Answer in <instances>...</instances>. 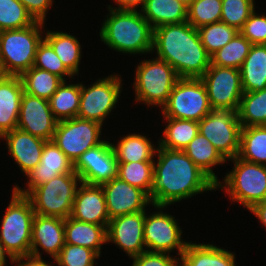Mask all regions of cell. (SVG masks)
<instances>
[{"label":"cell","instance_id":"40","mask_svg":"<svg viewBox=\"0 0 266 266\" xmlns=\"http://www.w3.org/2000/svg\"><path fill=\"white\" fill-rule=\"evenodd\" d=\"M222 0H193L187 8V22L196 29L221 21Z\"/></svg>","mask_w":266,"mask_h":266},{"label":"cell","instance_id":"50","mask_svg":"<svg viewBox=\"0 0 266 266\" xmlns=\"http://www.w3.org/2000/svg\"><path fill=\"white\" fill-rule=\"evenodd\" d=\"M7 255L10 259V261H13V258L10 256V254L6 251L5 247L3 246V243L0 241V266H6V258Z\"/></svg>","mask_w":266,"mask_h":266},{"label":"cell","instance_id":"21","mask_svg":"<svg viewBox=\"0 0 266 266\" xmlns=\"http://www.w3.org/2000/svg\"><path fill=\"white\" fill-rule=\"evenodd\" d=\"M65 245L64 219L35 214L32 222L30 256L41 258L38 247L55 259Z\"/></svg>","mask_w":266,"mask_h":266},{"label":"cell","instance_id":"47","mask_svg":"<svg viewBox=\"0 0 266 266\" xmlns=\"http://www.w3.org/2000/svg\"><path fill=\"white\" fill-rule=\"evenodd\" d=\"M23 260H25V261H23ZM14 262L17 263V266H53L50 263H46V261L44 262L42 257L37 258V257H33L30 255L24 256V257L14 258L12 263H14Z\"/></svg>","mask_w":266,"mask_h":266},{"label":"cell","instance_id":"31","mask_svg":"<svg viewBox=\"0 0 266 266\" xmlns=\"http://www.w3.org/2000/svg\"><path fill=\"white\" fill-rule=\"evenodd\" d=\"M81 97V83L63 81L49 99L50 109L57 121L77 117Z\"/></svg>","mask_w":266,"mask_h":266},{"label":"cell","instance_id":"37","mask_svg":"<svg viewBox=\"0 0 266 266\" xmlns=\"http://www.w3.org/2000/svg\"><path fill=\"white\" fill-rule=\"evenodd\" d=\"M252 43L238 32L231 41L211 56V64L240 69Z\"/></svg>","mask_w":266,"mask_h":266},{"label":"cell","instance_id":"30","mask_svg":"<svg viewBox=\"0 0 266 266\" xmlns=\"http://www.w3.org/2000/svg\"><path fill=\"white\" fill-rule=\"evenodd\" d=\"M44 40L53 48L66 68L73 74H79L81 45L74 35L61 31H47Z\"/></svg>","mask_w":266,"mask_h":266},{"label":"cell","instance_id":"22","mask_svg":"<svg viewBox=\"0 0 266 266\" xmlns=\"http://www.w3.org/2000/svg\"><path fill=\"white\" fill-rule=\"evenodd\" d=\"M1 139L6 140L9 154L25 176L40 163L41 153L47 142L18 128L5 133Z\"/></svg>","mask_w":266,"mask_h":266},{"label":"cell","instance_id":"41","mask_svg":"<svg viewBox=\"0 0 266 266\" xmlns=\"http://www.w3.org/2000/svg\"><path fill=\"white\" fill-rule=\"evenodd\" d=\"M254 0H222L221 22L240 31L255 10Z\"/></svg>","mask_w":266,"mask_h":266},{"label":"cell","instance_id":"43","mask_svg":"<svg viewBox=\"0 0 266 266\" xmlns=\"http://www.w3.org/2000/svg\"><path fill=\"white\" fill-rule=\"evenodd\" d=\"M99 257L90 248L65 243L54 261L58 266H95V259Z\"/></svg>","mask_w":266,"mask_h":266},{"label":"cell","instance_id":"13","mask_svg":"<svg viewBox=\"0 0 266 266\" xmlns=\"http://www.w3.org/2000/svg\"><path fill=\"white\" fill-rule=\"evenodd\" d=\"M201 80L206 86L212 109L238 110L243 95L239 69L211 64Z\"/></svg>","mask_w":266,"mask_h":266},{"label":"cell","instance_id":"8","mask_svg":"<svg viewBox=\"0 0 266 266\" xmlns=\"http://www.w3.org/2000/svg\"><path fill=\"white\" fill-rule=\"evenodd\" d=\"M134 78L135 100L148 106L163 107L180 78L164 60L153 58L140 62Z\"/></svg>","mask_w":266,"mask_h":266},{"label":"cell","instance_id":"34","mask_svg":"<svg viewBox=\"0 0 266 266\" xmlns=\"http://www.w3.org/2000/svg\"><path fill=\"white\" fill-rule=\"evenodd\" d=\"M20 78L25 93L46 100L50 99L63 82L60 77L33 66L23 72Z\"/></svg>","mask_w":266,"mask_h":266},{"label":"cell","instance_id":"44","mask_svg":"<svg viewBox=\"0 0 266 266\" xmlns=\"http://www.w3.org/2000/svg\"><path fill=\"white\" fill-rule=\"evenodd\" d=\"M252 45L266 44V16L258 15L255 10L239 31Z\"/></svg>","mask_w":266,"mask_h":266},{"label":"cell","instance_id":"5","mask_svg":"<svg viewBox=\"0 0 266 266\" xmlns=\"http://www.w3.org/2000/svg\"><path fill=\"white\" fill-rule=\"evenodd\" d=\"M0 227V241L14 258L31 253L32 222L35 216L30 200L14 189Z\"/></svg>","mask_w":266,"mask_h":266},{"label":"cell","instance_id":"49","mask_svg":"<svg viewBox=\"0 0 266 266\" xmlns=\"http://www.w3.org/2000/svg\"><path fill=\"white\" fill-rule=\"evenodd\" d=\"M249 211L252 212L260 220L262 225L266 227V199L254 205Z\"/></svg>","mask_w":266,"mask_h":266},{"label":"cell","instance_id":"14","mask_svg":"<svg viewBox=\"0 0 266 266\" xmlns=\"http://www.w3.org/2000/svg\"><path fill=\"white\" fill-rule=\"evenodd\" d=\"M159 212L149 216L145 213L144 219V243L148 252L168 253L177 250L180 256L188 242L182 241V229L175 217L163 212L166 206H155Z\"/></svg>","mask_w":266,"mask_h":266},{"label":"cell","instance_id":"26","mask_svg":"<svg viewBox=\"0 0 266 266\" xmlns=\"http://www.w3.org/2000/svg\"><path fill=\"white\" fill-rule=\"evenodd\" d=\"M239 70L243 92L266 89V44L252 45Z\"/></svg>","mask_w":266,"mask_h":266},{"label":"cell","instance_id":"17","mask_svg":"<svg viewBox=\"0 0 266 266\" xmlns=\"http://www.w3.org/2000/svg\"><path fill=\"white\" fill-rule=\"evenodd\" d=\"M49 100L23 93L17 128L45 141H52L57 125Z\"/></svg>","mask_w":266,"mask_h":266},{"label":"cell","instance_id":"42","mask_svg":"<svg viewBox=\"0 0 266 266\" xmlns=\"http://www.w3.org/2000/svg\"><path fill=\"white\" fill-rule=\"evenodd\" d=\"M33 67L46 70L60 77L63 81H65L64 76H68L69 78L74 76L44 39L38 45Z\"/></svg>","mask_w":266,"mask_h":266},{"label":"cell","instance_id":"24","mask_svg":"<svg viewBox=\"0 0 266 266\" xmlns=\"http://www.w3.org/2000/svg\"><path fill=\"white\" fill-rule=\"evenodd\" d=\"M179 266H236L235 254L213 244L188 242Z\"/></svg>","mask_w":266,"mask_h":266},{"label":"cell","instance_id":"48","mask_svg":"<svg viewBox=\"0 0 266 266\" xmlns=\"http://www.w3.org/2000/svg\"><path fill=\"white\" fill-rule=\"evenodd\" d=\"M117 3L118 7L112 8L111 5H108V8L117 9V10H135L141 5L143 8L146 0H114Z\"/></svg>","mask_w":266,"mask_h":266},{"label":"cell","instance_id":"46","mask_svg":"<svg viewBox=\"0 0 266 266\" xmlns=\"http://www.w3.org/2000/svg\"><path fill=\"white\" fill-rule=\"evenodd\" d=\"M36 21L45 23L46 13L52 7L53 0H20Z\"/></svg>","mask_w":266,"mask_h":266},{"label":"cell","instance_id":"2","mask_svg":"<svg viewBox=\"0 0 266 266\" xmlns=\"http://www.w3.org/2000/svg\"><path fill=\"white\" fill-rule=\"evenodd\" d=\"M155 50L157 58L172 66L180 78H201L211 65L198 30L187 21L154 28Z\"/></svg>","mask_w":266,"mask_h":266},{"label":"cell","instance_id":"35","mask_svg":"<svg viewBox=\"0 0 266 266\" xmlns=\"http://www.w3.org/2000/svg\"><path fill=\"white\" fill-rule=\"evenodd\" d=\"M242 127L266 125V89L243 92L237 110Z\"/></svg>","mask_w":266,"mask_h":266},{"label":"cell","instance_id":"39","mask_svg":"<svg viewBox=\"0 0 266 266\" xmlns=\"http://www.w3.org/2000/svg\"><path fill=\"white\" fill-rule=\"evenodd\" d=\"M197 30L201 43L210 56L224 47L239 32L221 21L204 25Z\"/></svg>","mask_w":266,"mask_h":266},{"label":"cell","instance_id":"33","mask_svg":"<svg viewBox=\"0 0 266 266\" xmlns=\"http://www.w3.org/2000/svg\"><path fill=\"white\" fill-rule=\"evenodd\" d=\"M238 158L266 165V125L242 127Z\"/></svg>","mask_w":266,"mask_h":266},{"label":"cell","instance_id":"52","mask_svg":"<svg viewBox=\"0 0 266 266\" xmlns=\"http://www.w3.org/2000/svg\"><path fill=\"white\" fill-rule=\"evenodd\" d=\"M177 1H179L182 4H184L188 8L193 0H177Z\"/></svg>","mask_w":266,"mask_h":266},{"label":"cell","instance_id":"16","mask_svg":"<svg viewBox=\"0 0 266 266\" xmlns=\"http://www.w3.org/2000/svg\"><path fill=\"white\" fill-rule=\"evenodd\" d=\"M145 213L140 211L110 219L106 228L107 243L116 244L131 258L147 251L143 233Z\"/></svg>","mask_w":266,"mask_h":266},{"label":"cell","instance_id":"4","mask_svg":"<svg viewBox=\"0 0 266 266\" xmlns=\"http://www.w3.org/2000/svg\"><path fill=\"white\" fill-rule=\"evenodd\" d=\"M43 24L36 21L23 29L0 32V58L6 75L20 76L34 65L38 45L43 40Z\"/></svg>","mask_w":266,"mask_h":266},{"label":"cell","instance_id":"18","mask_svg":"<svg viewBox=\"0 0 266 266\" xmlns=\"http://www.w3.org/2000/svg\"><path fill=\"white\" fill-rule=\"evenodd\" d=\"M101 186L110 219L145 211L147 205L152 204L150 196L145 191L131 186L119 177H115Z\"/></svg>","mask_w":266,"mask_h":266},{"label":"cell","instance_id":"27","mask_svg":"<svg viewBox=\"0 0 266 266\" xmlns=\"http://www.w3.org/2000/svg\"><path fill=\"white\" fill-rule=\"evenodd\" d=\"M140 12L153 29L187 21V7L177 0H146Z\"/></svg>","mask_w":266,"mask_h":266},{"label":"cell","instance_id":"45","mask_svg":"<svg viewBox=\"0 0 266 266\" xmlns=\"http://www.w3.org/2000/svg\"><path fill=\"white\" fill-rule=\"evenodd\" d=\"M132 266H179V257H172L168 253L145 251L133 257Z\"/></svg>","mask_w":266,"mask_h":266},{"label":"cell","instance_id":"23","mask_svg":"<svg viewBox=\"0 0 266 266\" xmlns=\"http://www.w3.org/2000/svg\"><path fill=\"white\" fill-rule=\"evenodd\" d=\"M23 93L20 76L7 75L0 81V138L17 128Z\"/></svg>","mask_w":266,"mask_h":266},{"label":"cell","instance_id":"3","mask_svg":"<svg viewBox=\"0 0 266 266\" xmlns=\"http://www.w3.org/2000/svg\"><path fill=\"white\" fill-rule=\"evenodd\" d=\"M100 39L110 49L132 54L152 53L153 28L140 11L109 8Z\"/></svg>","mask_w":266,"mask_h":266},{"label":"cell","instance_id":"28","mask_svg":"<svg viewBox=\"0 0 266 266\" xmlns=\"http://www.w3.org/2000/svg\"><path fill=\"white\" fill-rule=\"evenodd\" d=\"M118 163L155 161L156 149L144 135L128 134L115 145L112 144Z\"/></svg>","mask_w":266,"mask_h":266},{"label":"cell","instance_id":"32","mask_svg":"<svg viewBox=\"0 0 266 266\" xmlns=\"http://www.w3.org/2000/svg\"><path fill=\"white\" fill-rule=\"evenodd\" d=\"M167 124L158 146L183 151L198 134V121L164 117Z\"/></svg>","mask_w":266,"mask_h":266},{"label":"cell","instance_id":"6","mask_svg":"<svg viewBox=\"0 0 266 266\" xmlns=\"http://www.w3.org/2000/svg\"><path fill=\"white\" fill-rule=\"evenodd\" d=\"M231 161L234 170L225 175L223 185L220 182L216 184V189L225 190L233 202H239L250 210L266 199V165L248 162L237 156Z\"/></svg>","mask_w":266,"mask_h":266},{"label":"cell","instance_id":"9","mask_svg":"<svg viewBox=\"0 0 266 266\" xmlns=\"http://www.w3.org/2000/svg\"><path fill=\"white\" fill-rule=\"evenodd\" d=\"M161 109L163 117L198 122L212 110L201 78H179Z\"/></svg>","mask_w":266,"mask_h":266},{"label":"cell","instance_id":"12","mask_svg":"<svg viewBox=\"0 0 266 266\" xmlns=\"http://www.w3.org/2000/svg\"><path fill=\"white\" fill-rule=\"evenodd\" d=\"M120 75L111 74L98 79L92 85L84 86L81 83L80 106L77 117L95 121L103 125L105 118L118 103L121 93L122 80Z\"/></svg>","mask_w":266,"mask_h":266},{"label":"cell","instance_id":"36","mask_svg":"<svg viewBox=\"0 0 266 266\" xmlns=\"http://www.w3.org/2000/svg\"><path fill=\"white\" fill-rule=\"evenodd\" d=\"M117 177L145 191L151 199L154 182V161L118 163Z\"/></svg>","mask_w":266,"mask_h":266},{"label":"cell","instance_id":"10","mask_svg":"<svg viewBox=\"0 0 266 266\" xmlns=\"http://www.w3.org/2000/svg\"><path fill=\"white\" fill-rule=\"evenodd\" d=\"M241 129L234 110L212 109L198 122V133L205 136L227 161L239 153Z\"/></svg>","mask_w":266,"mask_h":266},{"label":"cell","instance_id":"29","mask_svg":"<svg viewBox=\"0 0 266 266\" xmlns=\"http://www.w3.org/2000/svg\"><path fill=\"white\" fill-rule=\"evenodd\" d=\"M183 151L216 184L219 182L212 168L227 160L205 136L198 133Z\"/></svg>","mask_w":266,"mask_h":266},{"label":"cell","instance_id":"38","mask_svg":"<svg viewBox=\"0 0 266 266\" xmlns=\"http://www.w3.org/2000/svg\"><path fill=\"white\" fill-rule=\"evenodd\" d=\"M35 22L20 0H0V32L23 29Z\"/></svg>","mask_w":266,"mask_h":266},{"label":"cell","instance_id":"7","mask_svg":"<svg viewBox=\"0 0 266 266\" xmlns=\"http://www.w3.org/2000/svg\"><path fill=\"white\" fill-rule=\"evenodd\" d=\"M78 184L81 179L76 172L60 174L33 188L26 197L35 214L66 219L71 215Z\"/></svg>","mask_w":266,"mask_h":266},{"label":"cell","instance_id":"19","mask_svg":"<svg viewBox=\"0 0 266 266\" xmlns=\"http://www.w3.org/2000/svg\"><path fill=\"white\" fill-rule=\"evenodd\" d=\"M74 173V163L57 147L53 141L44 144L40 163L26 177L28 188L15 185L13 189L26 196L33 188L44 184L60 174Z\"/></svg>","mask_w":266,"mask_h":266},{"label":"cell","instance_id":"1","mask_svg":"<svg viewBox=\"0 0 266 266\" xmlns=\"http://www.w3.org/2000/svg\"><path fill=\"white\" fill-rule=\"evenodd\" d=\"M156 153L151 191L153 206L168 207L204 191L216 190V183L184 151L158 146Z\"/></svg>","mask_w":266,"mask_h":266},{"label":"cell","instance_id":"25","mask_svg":"<svg viewBox=\"0 0 266 266\" xmlns=\"http://www.w3.org/2000/svg\"><path fill=\"white\" fill-rule=\"evenodd\" d=\"M65 243L83 246L101 256L102 244H107L106 227L77 221L70 216L64 219Z\"/></svg>","mask_w":266,"mask_h":266},{"label":"cell","instance_id":"20","mask_svg":"<svg viewBox=\"0 0 266 266\" xmlns=\"http://www.w3.org/2000/svg\"><path fill=\"white\" fill-rule=\"evenodd\" d=\"M70 217L107 228L110 218L102 186L81 182L75 194Z\"/></svg>","mask_w":266,"mask_h":266},{"label":"cell","instance_id":"51","mask_svg":"<svg viewBox=\"0 0 266 266\" xmlns=\"http://www.w3.org/2000/svg\"><path fill=\"white\" fill-rule=\"evenodd\" d=\"M7 76L4 69H3V66H2V62H1V58H0V81L5 77Z\"/></svg>","mask_w":266,"mask_h":266},{"label":"cell","instance_id":"15","mask_svg":"<svg viewBox=\"0 0 266 266\" xmlns=\"http://www.w3.org/2000/svg\"><path fill=\"white\" fill-rule=\"evenodd\" d=\"M118 161L110 142L85 151L74 163V172L81 182L91 185H102L117 177Z\"/></svg>","mask_w":266,"mask_h":266},{"label":"cell","instance_id":"11","mask_svg":"<svg viewBox=\"0 0 266 266\" xmlns=\"http://www.w3.org/2000/svg\"><path fill=\"white\" fill-rule=\"evenodd\" d=\"M102 124L74 117L58 121L52 141L73 162L85 151L101 144Z\"/></svg>","mask_w":266,"mask_h":266}]
</instances>
